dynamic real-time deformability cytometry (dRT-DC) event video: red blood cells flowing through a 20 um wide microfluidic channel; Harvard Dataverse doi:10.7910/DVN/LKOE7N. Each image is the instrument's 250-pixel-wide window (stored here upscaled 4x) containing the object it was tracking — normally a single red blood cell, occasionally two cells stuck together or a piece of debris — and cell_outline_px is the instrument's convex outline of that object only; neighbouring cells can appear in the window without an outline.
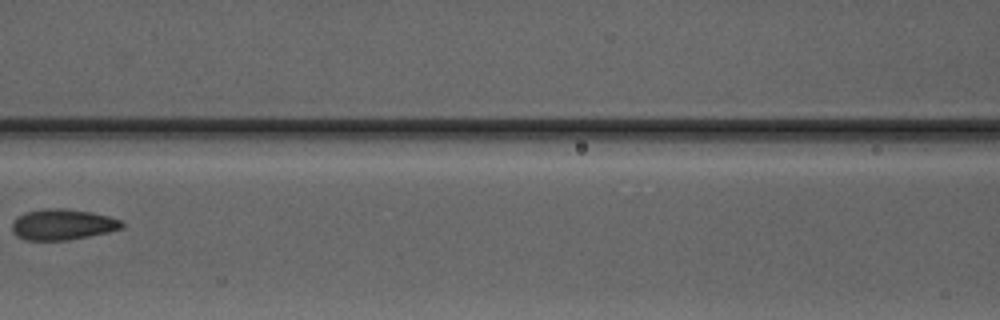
{"species": "Egyptian fruit bat (a non-hibernating species)", "species_latin": "Rousettus aegyptiacus", "temperature_condition": "warm", "stored_images_in_passage": 9, "segment_of_instrument_passage": [1, 2], "camera_frame_rate_fps": 3000, "um_per_image_px": 0.085, "animal": {"sex": "male"}, "frame": {"image": 1, "passage_image": 7, "time_ms": 8.0, "image_size_px": [1000, 320], "cell_outline_px": [[124, 228], [108, 232], [68, 240], [28, 240], [16, 236], [12, 232], [12, 224], [20, 216], [28, 212], [48, 208], [64, 208], [92, 212], [108, 216], [120, 220], [124, 224]], "centroid_in_image_um": [5.35, 19.09], "position_along_channel_um": 161.2, "area_um2": 19.54}}
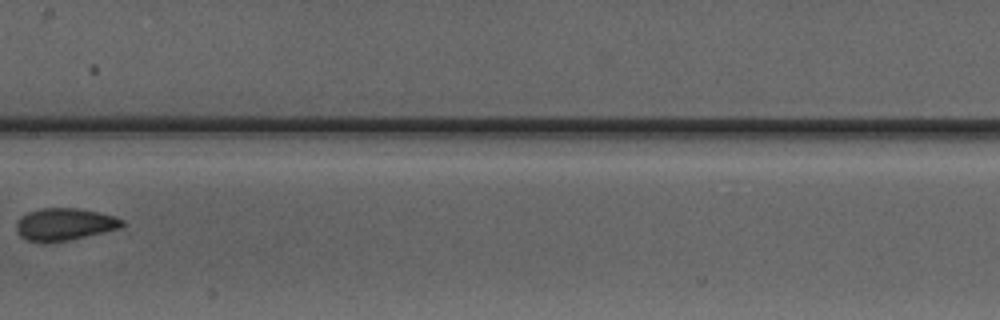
{"frame": {"image": 2, "passage_image": 8, "time_ms": 9.0, "image_size_px": [1000, 320], "cell_outline_px": [[128, 224], [120, 228], [68, 240], [28, 240], [20, 236], [16, 228], [16, 224], [20, 216], [28, 212], [40, 208], [76, 208], [116, 216], [124, 220]], "centroid_in_image_um": [5.53, 19.03], "position_along_channel_um": 201.9, "area_um2": 19.48}}